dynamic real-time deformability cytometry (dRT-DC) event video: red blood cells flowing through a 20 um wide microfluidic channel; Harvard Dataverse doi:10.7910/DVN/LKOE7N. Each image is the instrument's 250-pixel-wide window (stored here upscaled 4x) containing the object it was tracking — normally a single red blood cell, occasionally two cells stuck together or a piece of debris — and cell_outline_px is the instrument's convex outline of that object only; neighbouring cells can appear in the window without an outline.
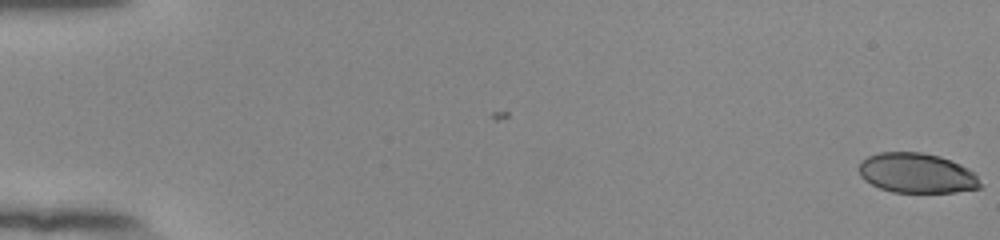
{"species": "human", "species_latin": "Homo sapiens", "temperature_condition": "room temperature", "stored_images_in_passage": 20, "camera_frame_rate_fps": 3000, "um_per_image_px": 0.085, "donor": {"sex": "female"}, "frame": {"image": 1, "passage_image": 1, "time_ms": 0.0, "image_size_px": [1000, 240], "cell_outline_px": [[984, 184], [980, 188], [956, 192], [892, 192], [880, 188], [864, 180], [860, 176], [860, 160], [868, 156], [880, 152], [920, 152], [940, 156], [952, 160], [968, 168]], "centroid_in_image_um": [77.94, 14.71], "position_along_channel_um": 7.1, "area_um2": 28.32}}
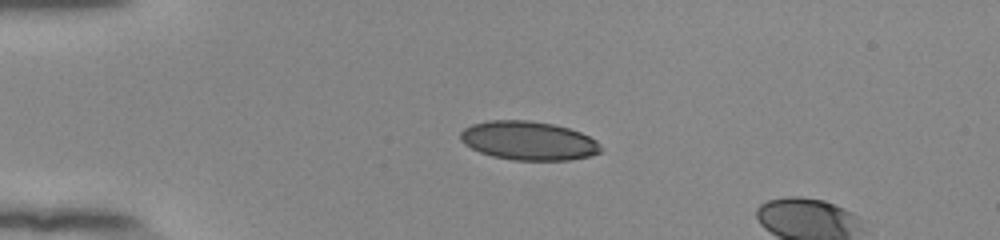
{"frame": {"image": 2, "passage_image": 15, "time_ms": 4.667, "image_size_px": [1000, 240], "cell_outline_px": [[604, 148], [600, 152], [588, 156], [568, 160], [512, 160], [492, 156], [480, 152], [464, 144], [460, 140], [460, 132], [464, 128], [472, 124], [488, 120], [528, 120], [552, 124], [568, 128], [580, 132], [596, 140]], "centroid_in_image_um": [44.91, 11.96], "position_along_channel_um": 40.1, "area_um2": 31.79}}